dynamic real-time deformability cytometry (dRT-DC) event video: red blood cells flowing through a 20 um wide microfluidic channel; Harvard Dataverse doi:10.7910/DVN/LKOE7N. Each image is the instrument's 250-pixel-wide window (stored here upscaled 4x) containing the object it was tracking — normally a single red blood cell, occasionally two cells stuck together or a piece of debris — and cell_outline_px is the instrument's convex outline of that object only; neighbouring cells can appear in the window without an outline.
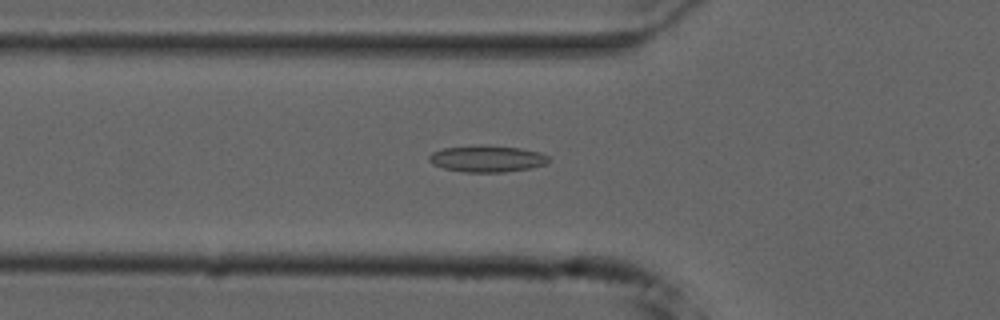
{"species": "common noctule bat (a hibernating species)", "species_latin": "Nyctalus noctula", "temperature_condition": "cold", "stored_images_in_passage": 52, "camera_frame_rate_fps": 3000, "um_per_image_px": 0.085, "animal": {"sex": "male", "forearm_length_mm": 52.5}, "frame": {"image": 1, "passage_image": 16, "time_ms": 5.0, "image_size_px": [1000, 320], "cell_outline_px": [[552, 160], [548, 164], [532, 168], [504, 172], [464, 172], [444, 168], [432, 164], [428, 160], [428, 156], [432, 152], [444, 148], [480, 144], [484, 144], [520, 148], [540, 152], [548, 156]], "centroid_in_image_um": [41.43, 13.48], "position_along_channel_um": 84.4, "area_um2": 18.9}}
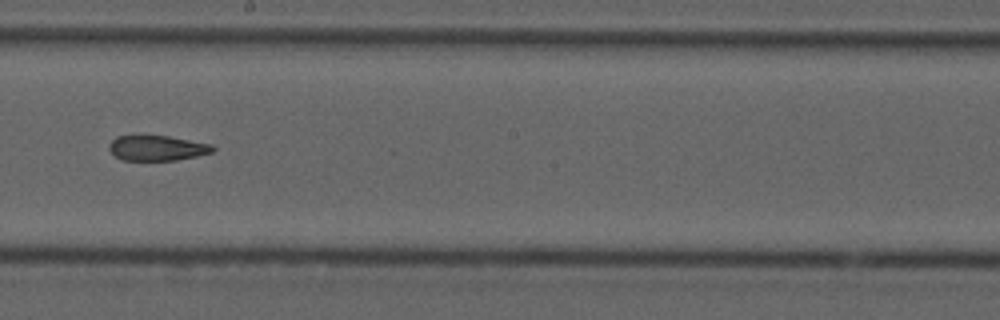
{"frame": {"image": 2, "passage_image": 28, "time_ms": 9.0, "image_size_px": [1000, 320], "cell_outline_px": [[216, 148], [212, 152], [196, 156], [176, 160], [120, 160], [108, 148], [108, 144], [116, 136], [168, 136], [212, 144]], "centroid_in_image_um": [13.35, 12.58], "position_along_channel_um": 234.9, "area_um2": 15.14}}
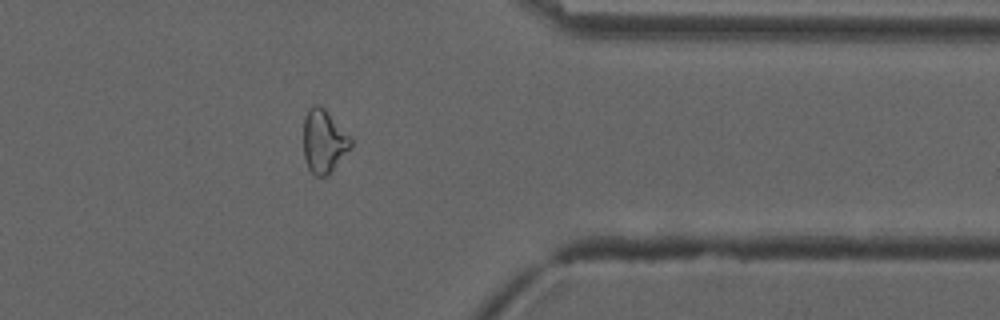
{"frame": {"image": 3, "passage_image": 41, "time_ms": 13.333, "image_size_px": [1000, 320], "cell_outline_px": [[352, 144], [328, 176], [316, 176], [308, 168], [304, 156], [304, 116], [308, 108], [312, 104], [316, 104], [324, 108], [352, 136]], "centroid_in_image_um": [27.52, 11.98], "position_along_channel_um": 383.9, "area_um2": 17.51}, "authors_computed_cell_mechanics": {"area_um2": 17.7157, "velocity_mm_per_s": 3.7479, "shape_relaxation_time_tau1_ms": null, "shape_relaxation_time_tau2_ms": 4.1507, "deformation_change_tau1": null, "deformation_change_tau2": 0.1251}}